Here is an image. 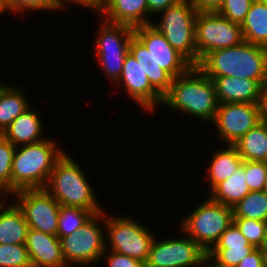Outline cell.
Returning <instances> with one entry per match:
<instances>
[{
	"label": "cell",
	"instance_id": "23",
	"mask_svg": "<svg viewBox=\"0 0 267 267\" xmlns=\"http://www.w3.org/2000/svg\"><path fill=\"white\" fill-rule=\"evenodd\" d=\"M214 150L212 159L206 169L204 182L207 181L211 191L217 184L229 178L243 163V158L233 145H225ZM223 148V149H221Z\"/></svg>",
	"mask_w": 267,
	"mask_h": 267
},
{
	"label": "cell",
	"instance_id": "33",
	"mask_svg": "<svg viewBox=\"0 0 267 267\" xmlns=\"http://www.w3.org/2000/svg\"><path fill=\"white\" fill-rule=\"evenodd\" d=\"M233 223L239 228L241 234L250 244L255 248H261L267 222L248 218H233Z\"/></svg>",
	"mask_w": 267,
	"mask_h": 267
},
{
	"label": "cell",
	"instance_id": "44",
	"mask_svg": "<svg viewBox=\"0 0 267 267\" xmlns=\"http://www.w3.org/2000/svg\"><path fill=\"white\" fill-rule=\"evenodd\" d=\"M64 3L65 8L67 9L68 4L78 5V0H61Z\"/></svg>",
	"mask_w": 267,
	"mask_h": 267
},
{
	"label": "cell",
	"instance_id": "22",
	"mask_svg": "<svg viewBox=\"0 0 267 267\" xmlns=\"http://www.w3.org/2000/svg\"><path fill=\"white\" fill-rule=\"evenodd\" d=\"M129 52L142 67L151 86L164 97L170 90L173 78L159 67L146 46L135 35L129 43Z\"/></svg>",
	"mask_w": 267,
	"mask_h": 267
},
{
	"label": "cell",
	"instance_id": "20",
	"mask_svg": "<svg viewBox=\"0 0 267 267\" xmlns=\"http://www.w3.org/2000/svg\"><path fill=\"white\" fill-rule=\"evenodd\" d=\"M40 113L31 108V106L19 115L6 128L2 135L10 141L15 147L34 144L47 139L42 133L44 129ZM43 134V135H42Z\"/></svg>",
	"mask_w": 267,
	"mask_h": 267
},
{
	"label": "cell",
	"instance_id": "26",
	"mask_svg": "<svg viewBox=\"0 0 267 267\" xmlns=\"http://www.w3.org/2000/svg\"><path fill=\"white\" fill-rule=\"evenodd\" d=\"M244 41L267 47V0H254L241 24Z\"/></svg>",
	"mask_w": 267,
	"mask_h": 267
},
{
	"label": "cell",
	"instance_id": "7",
	"mask_svg": "<svg viewBox=\"0 0 267 267\" xmlns=\"http://www.w3.org/2000/svg\"><path fill=\"white\" fill-rule=\"evenodd\" d=\"M60 242L62 254L68 267L73 266V264L77 267L101 264L99 262L106 249L105 211L94 214L80 228L60 238Z\"/></svg>",
	"mask_w": 267,
	"mask_h": 267
},
{
	"label": "cell",
	"instance_id": "49",
	"mask_svg": "<svg viewBox=\"0 0 267 267\" xmlns=\"http://www.w3.org/2000/svg\"><path fill=\"white\" fill-rule=\"evenodd\" d=\"M262 120L265 122L266 127H267V119H262Z\"/></svg>",
	"mask_w": 267,
	"mask_h": 267
},
{
	"label": "cell",
	"instance_id": "35",
	"mask_svg": "<svg viewBox=\"0 0 267 267\" xmlns=\"http://www.w3.org/2000/svg\"><path fill=\"white\" fill-rule=\"evenodd\" d=\"M246 183L250 191H263L267 179V163L244 160Z\"/></svg>",
	"mask_w": 267,
	"mask_h": 267
},
{
	"label": "cell",
	"instance_id": "3",
	"mask_svg": "<svg viewBox=\"0 0 267 267\" xmlns=\"http://www.w3.org/2000/svg\"><path fill=\"white\" fill-rule=\"evenodd\" d=\"M56 140L47 139L18 146L12 163L11 195L23 189H44L55 163L63 156L65 149Z\"/></svg>",
	"mask_w": 267,
	"mask_h": 267
},
{
	"label": "cell",
	"instance_id": "25",
	"mask_svg": "<svg viewBox=\"0 0 267 267\" xmlns=\"http://www.w3.org/2000/svg\"><path fill=\"white\" fill-rule=\"evenodd\" d=\"M250 192L246 183V175L244 171V161L235 172L224 181L217 184L208 196L211 200L221 203L224 206L234 207Z\"/></svg>",
	"mask_w": 267,
	"mask_h": 267
},
{
	"label": "cell",
	"instance_id": "45",
	"mask_svg": "<svg viewBox=\"0 0 267 267\" xmlns=\"http://www.w3.org/2000/svg\"><path fill=\"white\" fill-rule=\"evenodd\" d=\"M7 11L5 9L4 3L0 0V15L5 14Z\"/></svg>",
	"mask_w": 267,
	"mask_h": 267
},
{
	"label": "cell",
	"instance_id": "41",
	"mask_svg": "<svg viewBox=\"0 0 267 267\" xmlns=\"http://www.w3.org/2000/svg\"><path fill=\"white\" fill-rule=\"evenodd\" d=\"M262 119H267V88L263 93V101H262Z\"/></svg>",
	"mask_w": 267,
	"mask_h": 267
},
{
	"label": "cell",
	"instance_id": "1",
	"mask_svg": "<svg viewBox=\"0 0 267 267\" xmlns=\"http://www.w3.org/2000/svg\"><path fill=\"white\" fill-rule=\"evenodd\" d=\"M162 105L212 124L219 103L212 80L198 66H192L186 73L172 79Z\"/></svg>",
	"mask_w": 267,
	"mask_h": 267
},
{
	"label": "cell",
	"instance_id": "13",
	"mask_svg": "<svg viewBox=\"0 0 267 267\" xmlns=\"http://www.w3.org/2000/svg\"><path fill=\"white\" fill-rule=\"evenodd\" d=\"M14 202L23 211L29 228L56 235L58 227V201L45 189H23L14 192Z\"/></svg>",
	"mask_w": 267,
	"mask_h": 267
},
{
	"label": "cell",
	"instance_id": "12",
	"mask_svg": "<svg viewBox=\"0 0 267 267\" xmlns=\"http://www.w3.org/2000/svg\"><path fill=\"white\" fill-rule=\"evenodd\" d=\"M262 104H219L212 123L221 143L234 145L243 135L262 121Z\"/></svg>",
	"mask_w": 267,
	"mask_h": 267
},
{
	"label": "cell",
	"instance_id": "31",
	"mask_svg": "<svg viewBox=\"0 0 267 267\" xmlns=\"http://www.w3.org/2000/svg\"><path fill=\"white\" fill-rule=\"evenodd\" d=\"M65 10L61 0H6V11L12 14H21L34 11H61Z\"/></svg>",
	"mask_w": 267,
	"mask_h": 267
},
{
	"label": "cell",
	"instance_id": "18",
	"mask_svg": "<svg viewBox=\"0 0 267 267\" xmlns=\"http://www.w3.org/2000/svg\"><path fill=\"white\" fill-rule=\"evenodd\" d=\"M256 248L241 234L232 223L221 235L219 241L207 253L214 262L223 267H236L237 264Z\"/></svg>",
	"mask_w": 267,
	"mask_h": 267
},
{
	"label": "cell",
	"instance_id": "32",
	"mask_svg": "<svg viewBox=\"0 0 267 267\" xmlns=\"http://www.w3.org/2000/svg\"><path fill=\"white\" fill-rule=\"evenodd\" d=\"M0 267H32L25 244H0Z\"/></svg>",
	"mask_w": 267,
	"mask_h": 267
},
{
	"label": "cell",
	"instance_id": "47",
	"mask_svg": "<svg viewBox=\"0 0 267 267\" xmlns=\"http://www.w3.org/2000/svg\"><path fill=\"white\" fill-rule=\"evenodd\" d=\"M265 255V267H267V252H264Z\"/></svg>",
	"mask_w": 267,
	"mask_h": 267
},
{
	"label": "cell",
	"instance_id": "43",
	"mask_svg": "<svg viewBox=\"0 0 267 267\" xmlns=\"http://www.w3.org/2000/svg\"><path fill=\"white\" fill-rule=\"evenodd\" d=\"M263 252H267V226H266V230H265V236H264V240H263V245L260 248Z\"/></svg>",
	"mask_w": 267,
	"mask_h": 267
},
{
	"label": "cell",
	"instance_id": "42",
	"mask_svg": "<svg viewBox=\"0 0 267 267\" xmlns=\"http://www.w3.org/2000/svg\"><path fill=\"white\" fill-rule=\"evenodd\" d=\"M201 267H223L214 262L209 256H206Z\"/></svg>",
	"mask_w": 267,
	"mask_h": 267
},
{
	"label": "cell",
	"instance_id": "40",
	"mask_svg": "<svg viewBox=\"0 0 267 267\" xmlns=\"http://www.w3.org/2000/svg\"><path fill=\"white\" fill-rule=\"evenodd\" d=\"M108 0H78V5L97 13Z\"/></svg>",
	"mask_w": 267,
	"mask_h": 267
},
{
	"label": "cell",
	"instance_id": "16",
	"mask_svg": "<svg viewBox=\"0 0 267 267\" xmlns=\"http://www.w3.org/2000/svg\"><path fill=\"white\" fill-rule=\"evenodd\" d=\"M215 88L219 104H262L265 87L259 82L236 77H209Z\"/></svg>",
	"mask_w": 267,
	"mask_h": 267
},
{
	"label": "cell",
	"instance_id": "15",
	"mask_svg": "<svg viewBox=\"0 0 267 267\" xmlns=\"http://www.w3.org/2000/svg\"><path fill=\"white\" fill-rule=\"evenodd\" d=\"M134 35L146 46L159 67L173 79L186 73L193 66L151 24L134 28Z\"/></svg>",
	"mask_w": 267,
	"mask_h": 267
},
{
	"label": "cell",
	"instance_id": "9",
	"mask_svg": "<svg viewBox=\"0 0 267 267\" xmlns=\"http://www.w3.org/2000/svg\"><path fill=\"white\" fill-rule=\"evenodd\" d=\"M102 21L98 28L94 52L106 75L104 79L107 77L108 82L113 85L121 76L124 60L129 52V43L134 36V28L104 19Z\"/></svg>",
	"mask_w": 267,
	"mask_h": 267
},
{
	"label": "cell",
	"instance_id": "29",
	"mask_svg": "<svg viewBox=\"0 0 267 267\" xmlns=\"http://www.w3.org/2000/svg\"><path fill=\"white\" fill-rule=\"evenodd\" d=\"M94 214L90 210L60 204L56 236L60 239L84 225Z\"/></svg>",
	"mask_w": 267,
	"mask_h": 267
},
{
	"label": "cell",
	"instance_id": "2",
	"mask_svg": "<svg viewBox=\"0 0 267 267\" xmlns=\"http://www.w3.org/2000/svg\"><path fill=\"white\" fill-rule=\"evenodd\" d=\"M208 77H236L259 81L267 88V47L243 41L211 51L197 65Z\"/></svg>",
	"mask_w": 267,
	"mask_h": 267
},
{
	"label": "cell",
	"instance_id": "28",
	"mask_svg": "<svg viewBox=\"0 0 267 267\" xmlns=\"http://www.w3.org/2000/svg\"><path fill=\"white\" fill-rule=\"evenodd\" d=\"M232 210L233 218L267 222V194L264 191H250Z\"/></svg>",
	"mask_w": 267,
	"mask_h": 267
},
{
	"label": "cell",
	"instance_id": "37",
	"mask_svg": "<svg viewBox=\"0 0 267 267\" xmlns=\"http://www.w3.org/2000/svg\"><path fill=\"white\" fill-rule=\"evenodd\" d=\"M236 267H265V255L260 248H256L245 256Z\"/></svg>",
	"mask_w": 267,
	"mask_h": 267
},
{
	"label": "cell",
	"instance_id": "5",
	"mask_svg": "<svg viewBox=\"0 0 267 267\" xmlns=\"http://www.w3.org/2000/svg\"><path fill=\"white\" fill-rule=\"evenodd\" d=\"M205 199L181 220L178 228L208 253L233 223V210L209 197Z\"/></svg>",
	"mask_w": 267,
	"mask_h": 267
},
{
	"label": "cell",
	"instance_id": "38",
	"mask_svg": "<svg viewBox=\"0 0 267 267\" xmlns=\"http://www.w3.org/2000/svg\"><path fill=\"white\" fill-rule=\"evenodd\" d=\"M178 1L179 0H147V6L149 11V24L153 22L150 18L151 15H157L159 12L166 10Z\"/></svg>",
	"mask_w": 267,
	"mask_h": 267
},
{
	"label": "cell",
	"instance_id": "27",
	"mask_svg": "<svg viewBox=\"0 0 267 267\" xmlns=\"http://www.w3.org/2000/svg\"><path fill=\"white\" fill-rule=\"evenodd\" d=\"M243 160L267 163V127L262 120L233 145Z\"/></svg>",
	"mask_w": 267,
	"mask_h": 267
},
{
	"label": "cell",
	"instance_id": "21",
	"mask_svg": "<svg viewBox=\"0 0 267 267\" xmlns=\"http://www.w3.org/2000/svg\"><path fill=\"white\" fill-rule=\"evenodd\" d=\"M3 199H0V244H25L29 226L23 211L15 202L10 204L7 197Z\"/></svg>",
	"mask_w": 267,
	"mask_h": 267
},
{
	"label": "cell",
	"instance_id": "14",
	"mask_svg": "<svg viewBox=\"0 0 267 267\" xmlns=\"http://www.w3.org/2000/svg\"><path fill=\"white\" fill-rule=\"evenodd\" d=\"M113 85L119 90L123 87L126 95L150 114L155 113L156 107L162 106L163 97L151 86L147 75L130 52L125 57L120 78Z\"/></svg>",
	"mask_w": 267,
	"mask_h": 267
},
{
	"label": "cell",
	"instance_id": "19",
	"mask_svg": "<svg viewBox=\"0 0 267 267\" xmlns=\"http://www.w3.org/2000/svg\"><path fill=\"white\" fill-rule=\"evenodd\" d=\"M97 13L101 19L132 28L149 24L147 0H108Z\"/></svg>",
	"mask_w": 267,
	"mask_h": 267
},
{
	"label": "cell",
	"instance_id": "48",
	"mask_svg": "<svg viewBox=\"0 0 267 267\" xmlns=\"http://www.w3.org/2000/svg\"><path fill=\"white\" fill-rule=\"evenodd\" d=\"M2 1L4 3L5 9H6V0H2Z\"/></svg>",
	"mask_w": 267,
	"mask_h": 267
},
{
	"label": "cell",
	"instance_id": "8",
	"mask_svg": "<svg viewBox=\"0 0 267 267\" xmlns=\"http://www.w3.org/2000/svg\"><path fill=\"white\" fill-rule=\"evenodd\" d=\"M143 225L131 216L109 215L105 209L106 249L145 263L156 234Z\"/></svg>",
	"mask_w": 267,
	"mask_h": 267
},
{
	"label": "cell",
	"instance_id": "4",
	"mask_svg": "<svg viewBox=\"0 0 267 267\" xmlns=\"http://www.w3.org/2000/svg\"><path fill=\"white\" fill-rule=\"evenodd\" d=\"M81 168L77 160L66 151L55 163L44 189L59 204L90 210L93 214L101 213L106 208L98 202L94 186H91Z\"/></svg>",
	"mask_w": 267,
	"mask_h": 267
},
{
	"label": "cell",
	"instance_id": "46",
	"mask_svg": "<svg viewBox=\"0 0 267 267\" xmlns=\"http://www.w3.org/2000/svg\"><path fill=\"white\" fill-rule=\"evenodd\" d=\"M263 191L267 194V179L265 181Z\"/></svg>",
	"mask_w": 267,
	"mask_h": 267
},
{
	"label": "cell",
	"instance_id": "10",
	"mask_svg": "<svg viewBox=\"0 0 267 267\" xmlns=\"http://www.w3.org/2000/svg\"><path fill=\"white\" fill-rule=\"evenodd\" d=\"M197 65L209 52L229 48L244 41L241 25L217 12H198L195 20Z\"/></svg>",
	"mask_w": 267,
	"mask_h": 267
},
{
	"label": "cell",
	"instance_id": "39",
	"mask_svg": "<svg viewBox=\"0 0 267 267\" xmlns=\"http://www.w3.org/2000/svg\"><path fill=\"white\" fill-rule=\"evenodd\" d=\"M198 12H217L223 0H189Z\"/></svg>",
	"mask_w": 267,
	"mask_h": 267
},
{
	"label": "cell",
	"instance_id": "30",
	"mask_svg": "<svg viewBox=\"0 0 267 267\" xmlns=\"http://www.w3.org/2000/svg\"><path fill=\"white\" fill-rule=\"evenodd\" d=\"M16 147L0 134V195H11V171Z\"/></svg>",
	"mask_w": 267,
	"mask_h": 267
},
{
	"label": "cell",
	"instance_id": "17",
	"mask_svg": "<svg viewBox=\"0 0 267 267\" xmlns=\"http://www.w3.org/2000/svg\"><path fill=\"white\" fill-rule=\"evenodd\" d=\"M25 247L32 267H68L56 235L29 228Z\"/></svg>",
	"mask_w": 267,
	"mask_h": 267
},
{
	"label": "cell",
	"instance_id": "24",
	"mask_svg": "<svg viewBox=\"0 0 267 267\" xmlns=\"http://www.w3.org/2000/svg\"><path fill=\"white\" fill-rule=\"evenodd\" d=\"M4 83L2 80L0 81V134L31 106L29 99L24 94V89L11 83Z\"/></svg>",
	"mask_w": 267,
	"mask_h": 267
},
{
	"label": "cell",
	"instance_id": "34",
	"mask_svg": "<svg viewBox=\"0 0 267 267\" xmlns=\"http://www.w3.org/2000/svg\"><path fill=\"white\" fill-rule=\"evenodd\" d=\"M254 0H223L218 14L241 25Z\"/></svg>",
	"mask_w": 267,
	"mask_h": 267
},
{
	"label": "cell",
	"instance_id": "36",
	"mask_svg": "<svg viewBox=\"0 0 267 267\" xmlns=\"http://www.w3.org/2000/svg\"><path fill=\"white\" fill-rule=\"evenodd\" d=\"M103 259L107 267H144V263L138 259L107 249H105V252L102 254L101 261Z\"/></svg>",
	"mask_w": 267,
	"mask_h": 267
},
{
	"label": "cell",
	"instance_id": "6",
	"mask_svg": "<svg viewBox=\"0 0 267 267\" xmlns=\"http://www.w3.org/2000/svg\"><path fill=\"white\" fill-rule=\"evenodd\" d=\"M197 13L198 11L189 0H179L157 14L160 16L159 22L151 23L193 66H197L194 34Z\"/></svg>",
	"mask_w": 267,
	"mask_h": 267
},
{
	"label": "cell",
	"instance_id": "11",
	"mask_svg": "<svg viewBox=\"0 0 267 267\" xmlns=\"http://www.w3.org/2000/svg\"><path fill=\"white\" fill-rule=\"evenodd\" d=\"M182 234V238L155 237L144 267H201L207 252L190 236Z\"/></svg>",
	"mask_w": 267,
	"mask_h": 267
}]
</instances>
